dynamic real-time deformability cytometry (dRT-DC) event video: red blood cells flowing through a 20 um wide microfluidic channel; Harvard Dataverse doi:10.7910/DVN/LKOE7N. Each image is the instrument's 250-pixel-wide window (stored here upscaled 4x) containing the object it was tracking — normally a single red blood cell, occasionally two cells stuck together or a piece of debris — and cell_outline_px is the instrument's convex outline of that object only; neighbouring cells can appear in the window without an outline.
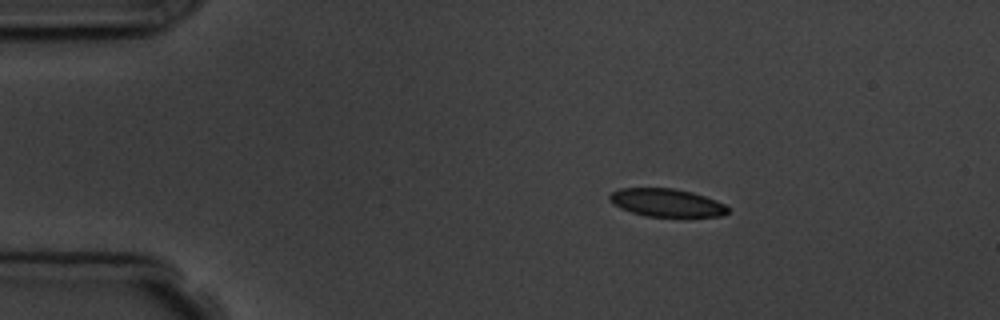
{"species": "common noctule bat (a hibernating species)", "species_latin": "Nyctalus noctula", "temperature_condition": "room temperature", "stored_images_in_passage": 3, "camera_frame_rate_fps": 3000, "um_per_image_px": 0.085, "animal": {"sex": "male", "body_mass_g": 19.5, "forearm_length_mm": 54.6}, "frame": {"image": 1, "passage_image": 2, "time_ms": 1.0, "image_size_px": [1000, 320], "cell_outline_px": [[728, 212], [724, 216], [644, 216], [620, 208], [612, 204], [608, 200], [608, 196], [612, 192], [620, 188], [672, 188], [692, 192], [716, 200], [724, 204], [728, 208]], "centroid_in_image_um": [56.62, 17.22], "position_along_channel_um": 28.4, "area_um2": 19.25}}